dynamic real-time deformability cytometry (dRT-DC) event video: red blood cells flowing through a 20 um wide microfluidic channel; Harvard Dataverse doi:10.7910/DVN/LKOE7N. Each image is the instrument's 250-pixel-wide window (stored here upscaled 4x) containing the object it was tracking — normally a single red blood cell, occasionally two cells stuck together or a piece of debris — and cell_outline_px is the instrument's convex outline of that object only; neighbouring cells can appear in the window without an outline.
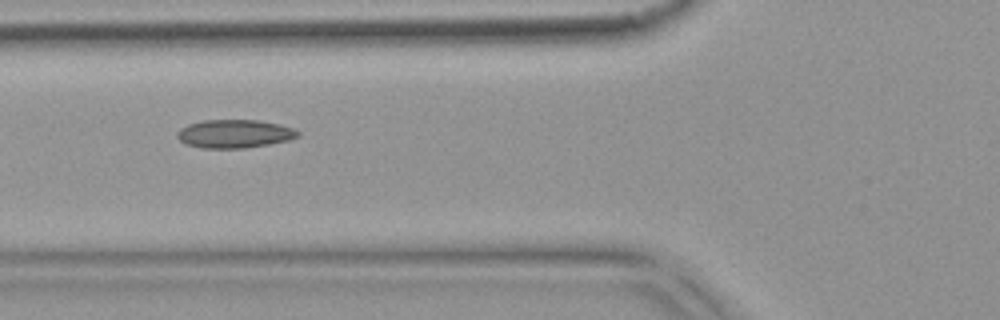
{"species": "common noctule bat (a hibernating species)", "species_latin": "Nyctalus noctula", "temperature_condition": "warm", "stored_images_in_passage": 9, "camera_frame_rate_fps": 3000, "um_per_image_px": 0.085, "animal": {"sex": "female", "body_mass_g": 18.4}, "frame": {"image": 1, "passage_image": 6, "time_ms": 1.667, "image_size_px": [1000, 320], "cell_outline_px": [[300, 136], [288, 140], [268, 144], [244, 148], [204, 148], [184, 144], [176, 136], [176, 132], [180, 128], [188, 124], [204, 120], [256, 120], [280, 124], [292, 128], [300, 132]], "centroid_in_image_um": [19.91, 11.37], "position_along_channel_um": 105.9, "area_um2": 19.94}}
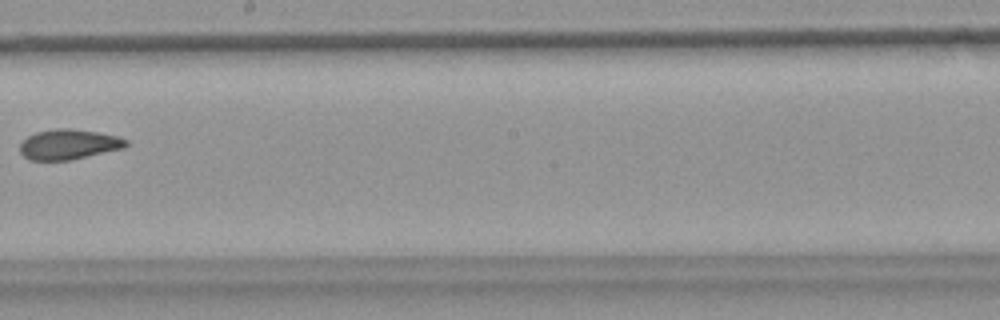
{"frame": {"image": 2, "passage_image": 9, "time_ms": 2.667, "image_size_px": [1000, 320], "cell_outline_px": [[128, 144], [124, 148], [72, 160], [32, 160], [24, 156], [20, 152], [20, 144], [28, 136], [36, 132], [56, 128], [72, 128], [100, 132], [116, 136], [128, 140]], "centroid_in_image_um": [5.86, 12.26], "position_along_channel_um": 242.3, "area_um2": 18.73}}